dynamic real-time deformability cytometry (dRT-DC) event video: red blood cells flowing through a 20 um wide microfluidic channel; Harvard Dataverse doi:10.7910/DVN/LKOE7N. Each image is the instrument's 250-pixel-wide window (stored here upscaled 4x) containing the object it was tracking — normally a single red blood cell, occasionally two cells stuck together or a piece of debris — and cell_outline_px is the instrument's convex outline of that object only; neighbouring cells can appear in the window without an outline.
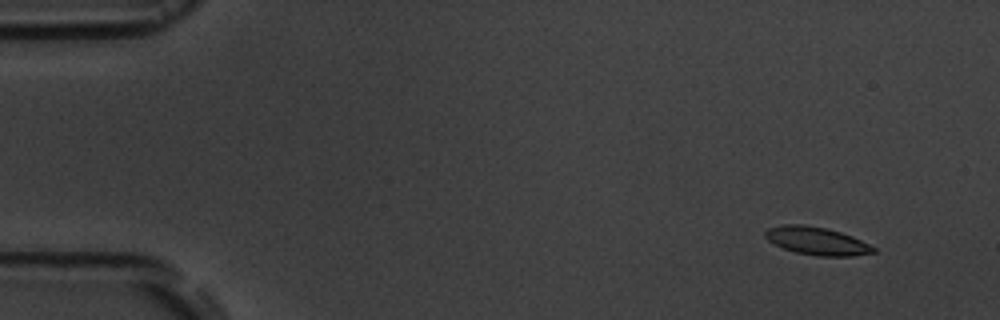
{"species": "common noctule bat (a hibernating species)", "species_latin": "Nyctalus noctula", "temperature_condition": "room temperature", "stored_images_in_passage": 9, "camera_frame_rate_fps": 3000, "um_per_image_px": 0.085, "animal": {"sex": "male", "body_mass_g": 19.5, "forearm_length_mm": 54.6}, "frame": {"image": 1, "passage_image": 2, "time_ms": 1.333, "image_size_px": [1000, 320], "cell_outline_px": [[876, 252], [852, 256], [816, 256], [796, 252], [784, 248], [768, 240], [764, 236], [764, 232], [768, 228], [784, 224], [804, 224], [824, 228], [840, 232], [852, 236], [876, 248]], "centroid_in_image_um": [69.42, 20.48], "position_along_channel_um": 15.6, "area_um2": 17.46}}
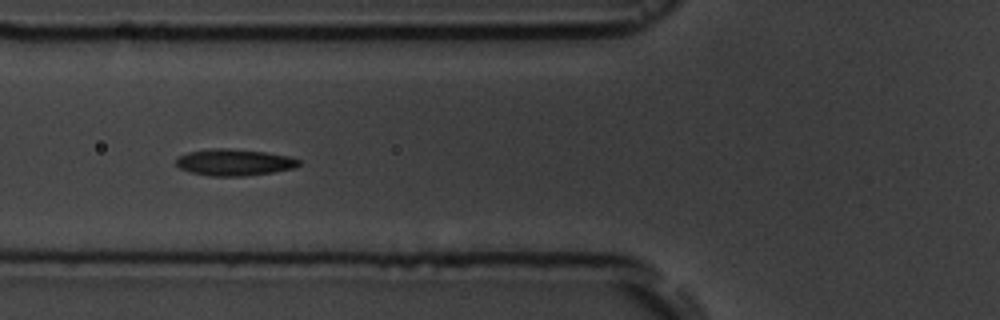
{"frame": {"image": 2, "passage_image": 7, "time_ms": 7.0, "image_size_px": [1000, 320], "cell_outline_px": [[300, 164], [292, 168], [272, 172], [244, 176], [208, 176], [192, 172], [180, 168], [176, 164], [176, 160], [180, 156], [188, 152], [208, 148], [228, 148], [264, 152], [288, 156], [300, 160]], "centroid_in_image_um": [19.88, 13.79], "position_along_channel_um": 105.9, "area_um2": 18.84}}
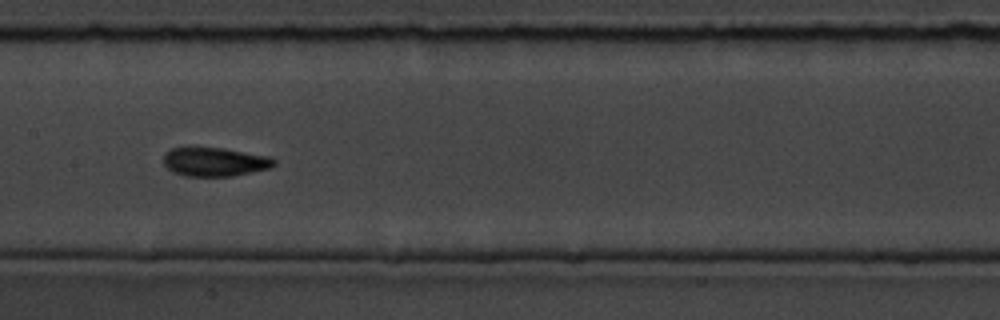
{"frame": {"image": 3, "passage_image": 9, "time_ms": 9.333, "image_size_px": [1000, 320], "cell_outline_px": [[276, 164], [268, 168], [252, 172], [232, 176], [184, 176], [172, 172], [164, 164], [164, 152], [172, 148], [224, 148], [268, 156], [276, 160]], "centroid_in_image_um": [18.24, 13.76], "position_along_channel_um": 189.2, "area_um2": 18.5}}